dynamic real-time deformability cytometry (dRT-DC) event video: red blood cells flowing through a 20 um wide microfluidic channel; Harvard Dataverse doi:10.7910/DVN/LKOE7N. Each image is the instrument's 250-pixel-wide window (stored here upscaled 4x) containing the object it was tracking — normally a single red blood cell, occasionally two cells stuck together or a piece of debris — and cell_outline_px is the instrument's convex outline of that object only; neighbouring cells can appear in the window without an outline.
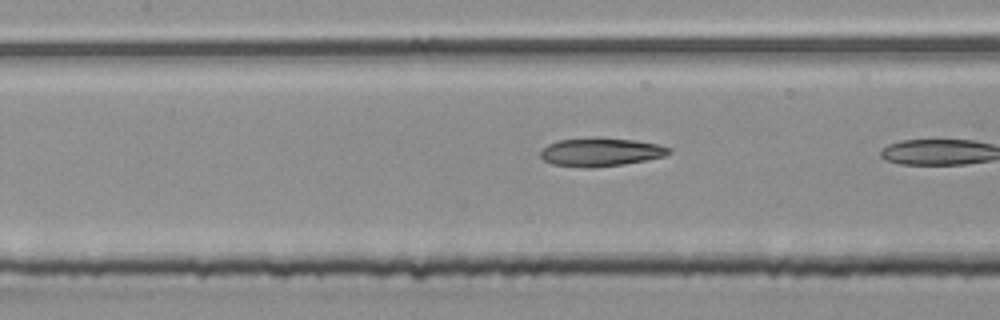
{"species": "common noctule bat (a hibernating species)", "species_latin": "Nyctalus noctula", "temperature_condition": "room temperature", "stored_images_in_passage": 6, "camera_frame_rate_fps": 3000, "um_per_image_px": 0.085, "animal": {"sex": "male", "body_mass_g": 20.4}, "frame": {"image": 1, "passage_image": 5, "time_ms": 1.333, "image_size_px": [1000, 320], "cell_outline_px": [[672, 152], [664, 156], [624, 164], [592, 168], [584, 168], [552, 164], [544, 160], [540, 156], [540, 152], [548, 144], [560, 140], [596, 136], [636, 140], [660, 144], [672, 148]], "centroid_in_image_um": [51.08, 12.91], "position_along_channel_um": 156.3, "area_um2": 21.62}}